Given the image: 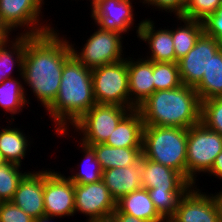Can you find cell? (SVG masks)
I'll list each match as a JSON object with an SVG mask.
<instances>
[{
    "mask_svg": "<svg viewBox=\"0 0 222 222\" xmlns=\"http://www.w3.org/2000/svg\"><path fill=\"white\" fill-rule=\"evenodd\" d=\"M65 38L56 29L37 36L26 35L23 74L18 75L45 111L55 101L65 61L72 55L70 42Z\"/></svg>",
    "mask_w": 222,
    "mask_h": 222,
    "instance_id": "6da1fadb",
    "label": "cell"
},
{
    "mask_svg": "<svg viewBox=\"0 0 222 222\" xmlns=\"http://www.w3.org/2000/svg\"><path fill=\"white\" fill-rule=\"evenodd\" d=\"M95 104L91 69L72 54L65 61L55 101L46 110L52 118L56 135L67 137L69 126L75 124Z\"/></svg>",
    "mask_w": 222,
    "mask_h": 222,
    "instance_id": "7a4b0ae2",
    "label": "cell"
},
{
    "mask_svg": "<svg viewBox=\"0 0 222 222\" xmlns=\"http://www.w3.org/2000/svg\"><path fill=\"white\" fill-rule=\"evenodd\" d=\"M144 125L189 129L201 122V101L193 87L182 84L171 90H158L141 103Z\"/></svg>",
    "mask_w": 222,
    "mask_h": 222,
    "instance_id": "3957f363",
    "label": "cell"
},
{
    "mask_svg": "<svg viewBox=\"0 0 222 222\" xmlns=\"http://www.w3.org/2000/svg\"><path fill=\"white\" fill-rule=\"evenodd\" d=\"M188 129L144 125L142 156L170 167L186 179Z\"/></svg>",
    "mask_w": 222,
    "mask_h": 222,
    "instance_id": "277c9868",
    "label": "cell"
},
{
    "mask_svg": "<svg viewBox=\"0 0 222 222\" xmlns=\"http://www.w3.org/2000/svg\"><path fill=\"white\" fill-rule=\"evenodd\" d=\"M222 151V136L208 129L202 122L191 126L187 136L186 180L197 185L199 173L207 174ZM198 174V175H197Z\"/></svg>",
    "mask_w": 222,
    "mask_h": 222,
    "instance_id": "5b68a950",
    "label": "cell"
},
{
    "mask_svg": "<svg viewBox=\"0 0 222 222\" xmlns=\"http://www.w3.org/2000/svg\"><path fill=\"white\" fill-rule=\"evenodd\" d=\"M91 76L96 103L130 108L127 57L91 69Z\"/></svg>",
    "mask_w": 222,
    "mask_h": 222,
    "instance_id": "8992f818",
    "label": "cell"
},
{
    "mask_svg": "<svg viewBox=\"0 0 222 222\" xmlns=\"http://www.w3.org/2000/svg\"><path fill=\"white\" fill-rule=\"evenodd\" d=\"M131 108L96 103L75 124L74 133L79 132L80 142L85 145L105 143L119 122ZM82 133V134H81Z\"/></svg>",
    "mask_w": 222,
    "mask_h": 222,
    "instance_id": "52a82bcc",
    "label": "cell"
},
{
    "mask_svg": "<svg viewBox=\"0 0 222 222\" xmlns=\"http://www.w3.org/2000/svg\"><path fill=\"white\" fill-rule=\"evenodd\" d=\"M96 27V31L87 38L81 50H76V44L70 42L72 54L89 69L125 59L122 34Z\"/></svg>",
    "mask_w": 222,
    "mask_h": 222,
    "instance_id": "ba28073f",
    "label": "cell"
},
{
    "mask_svg": "<svg viewBox=\"0 0 222 222\" xmlns=\"http://www.w3.org/2000/svg\"><path fill=\"white\" fill-rule=\"evenodd\" d=\"M42 6L41 0H0V16L12 32L21 28L24 31L17 34L37 36L54 30L42 23Z\"/></svg>",
    "mask_w": 222,
    "mask_h": 222,
    "instance_id": "9c48e42d",
    "label": "cell"
},
{
    "mask_svg": "<svg viewBox=\"0 0 222 222\" xmlns=\"http://www.w3.org/2000/svg\"><path fill=\"white\" fill-rule=\"evenodd\" d=\"M75 213L84 214L86 222H108L116 209V200L101 179L89 184H74Z\"/></svg>",
    "mask_w": 222,
    "mask_h": 222,
    "instance_id": "30bf717a",
    "label": "cell"
},
{
    "mask_svg": "<svg viewBox=\"0 0 222 222\" xmlns=\"http://www.w3.org/2000/svg\"><path fill=\"white\" fill-rule=\"evenodd\" d=\"M134 0H91V18L95 25L102 30L115 31L124 35L129 33L130 29L138 37L142 20L137 26H134L135 15L132 2Z\"/></svg>",
    "mask_w": 222,
    "mask_h": 222,
    "instance_id": "8fae6325",
    "label": "cell"
},
{
    "mask_svg": "<svg viewBox=\"0 0 222 222\" xmlns=\"http://www.w3.org/2000/svg\"><path fill=\"white\" fill-rule=\"evenodd\" d=\"M44 169L43 201L45 215L69 217L75 214L74 183L61 172Z\"/></svg>",
    "mask_w": 222,
    "mask_h": 222,
    "instance_id": "7c38bea8",
    "label": "cell"
},
{
    "mask_svg": "<svg viewBox=\"0 0 222 222\" xmlns=\"http://www.w3.org/2000/svg\"><path fill=\"white\" fill-rule=\"evenodd\" d=\"M222 48V43L204 32L186 56L178 60L182 84L195 88L207 72L210 60Z\"/></svg>",
    "mask_w": 222,
    "mask_h": 222,
    "instance_id": "4fadbf2b",
    "label": "cell"
},
{
    "mask_svg": "<svg viewBox=\"0 0 222 222\" xmlns=\"http://www.w3.org/2000/svg\"><path fill=\"white\" fill-rule=\"evenodd\" d=\"M172 222H220L212 193L192 186L179 200Z\"/></svg>",
    "mask_w": 222,
    "mask_h": 222,
    "instance_id": "5bb4252c",
    "label": "cell"
},
{
    "mask_svg": "<svg viewBox=\"0 0 222 222\" xmlns=\"http://www.w3.org/2000/svg\"><path fill=\"white\" fill-rule=\"evenodd\" d=\"M43 193L44 168L38 172L28 171L20 181L11 202L33 219H36L45 215Z\"/></svg>",
    "mask_w": 222,
    "mask_h": 222,
    "instance_id": "9a60e30c",
    "label": "cell"
},
{
    "mask_svg": "<svg viewBox=\"0 0 222 222\" xmlns=\"http://www.w3.org/2000/svg\"><path fill=\"white\" fill-rule=\"evenodd\" d=\"M128 85L130 108L134 110L155 92L153 61L128 57Z\"/></svg>",
    "mask_w": 222,
    "mask_h": 222,
    "instance_id": "2e32d148",
    "label": "cell"
},
{
    "mask_svg": "<svg viewBox=\"0 0 222 222\" xmlns=\"http://www.w3.org/2000/svg\"><path fill=\"white\" fill-rule=\"evenodd\" d=\"M141 178L145 189L189 190L192 185L177 171L141 156Z\"/></svg>",
    "mask_w": 222,
    "mask_h": 222,
    "instance_id": "e0dca14e",
    "label": "cell"
},
{
    "mask_svg": "<svg viewBox=\"0 0 222 222\" xmlns=\"http://www.w3.org/2000/svg\"><path fill=\"white\" fill-rule=\"evenodd\" d=\"M155 23L151 18L142 20V25L138 34L139 41L147 42L148 54L144 56L153 62L175 63L174 43L171 35V28L155 29Z\"/></svg>",
    "mask_w": 222,
    "mask_h": 222,
    "instance_id": "ac0fdd59",
    "label": "cell"
},
{
    "mask_svg": "<svg viewBox=\"0 0 222 222\" xmlns=\"http://www.w3.org/2000/svg\"><path fill=\"white\" fill-rule=\"evenodd\" d=\"M102 180L116 201L133 191L143 188L141 159L132 166L104 170Z\"/></svg>",
    "mask_w": 222,
    "mask_h": 222,
    "instance_id": "d6986e66",
    "label": "cell"
},
{
    "mask_svg": "<svg viewBox=\"0 0 222 222\" xmlns=\"http://www.w3.org/2000/svg\"><path fill=\"white\" fill-rule=\"evenodd\" d=\"M144 123L137 109L131 110L117 125L105 144L112 147L142 148Z\"/></svg>",
    "mask_w": 222,
    "mask_h": 222,
    "instance_id": "ffe728a7",
    "label": "cell"
},
{
    "mask_svg": "<svg viewBox=\"0 0 222 222\" xmlns=\"http://www.w3.org/2000/svg\"><path fill=\"white\" fill-rule=\"evenodd\" d=\"M114 212H123L149 222H161L164 220L156 210L149 192L145 188L121 197L116 201Z\"/></svg>",
    "mask_w": 222,
    "mask_h": 222,
    "instance_id": "44dd1931",
    "label": "cell"
},
{
    "mask_svg": "<svg viewBox=\"0 0 222 222\" xmlns=\"http://www.w3.org/2000/svg\"><path fill=\"white\" fill-rule=\"evenodd\" d=\"M100 163L101 169L128 167L136 164L142 156V148L112 147L105 143L88 145Z\"/></svg>",
    "mask_w": 222,
    "mask_h": 222,
    "instance_id": "7402d4cb",
    "label": "cell"
},
{
    "mask_svg": "<svg viewBox=\"0 0 222 222\" xmlns=\"http://www.w3.org/2000/svg\"><path fill=\"white\" fill-rule=\"evenodd\" d=\"M12 127V128H11ZM2 129V130H1ZM0 129V152L6 162L22 165L31 141L24 131L13 126Z\"/></svg>",
    "mask_w": 222,
    "mask_h": 222,
    "instance_id": "603a6c76",
    "label": "cell"
},
{
    "mask_svg": "<svg viewBox=\"0 0 222 222\" xmlns=\"http://www.w3.org/2000/svg\"><path fill=\"white\" fill-rule=\"evenodd\" d=\"M181 23L175 29L171 28V35L174 43L175 63L187 55V53L195 46L197 39L204 32L202 21L184 18L182 16L176 17Z\"/></svg>",
    "mask_w": 222,
    "mask_h": 222,
    "instance_id": "cb8c5ba5",
    "label": "cell"
},
{
    "mask_svg": "<svg viewBox=\"0 0 222 222\" xmlns=\"http://www.w3.org/2000/svg\"><path fill=\"white\" fill-rule=\"evenodd\" d=\"M14 39L0 45V78H13L14 67L20 75L23 74V60L25 55L26 35H15Z\"/></svg>",
    "mask_w": 222,
    "mask_h": 222,
    "instance_id": "d4e9b609",
    "label": "cell"
},
{
    "mask_svg": "<svg viewBox=\"0 0 222 222\" xmlns=\"http://www.w3.org/2000/svg\"><path fill=\"white\" fill-rule=\"evenodd\" d=\"M23 84L22 80L19 81L15 77L5 79L0 84V108L2 107L5 113L11 114V121H7L11 124L8 125H12L15 119L12 116L23 112V108L30 104L29 98H26L27 92Z\"/></svg>",
    "mask_w": 222,
    "mask_h": 222,
    "instance_id": "484cf974",
    "label": "cell"
},
{
    "mask_svg": "<svg viewBox=\"0 0 222 222\" xmlns=\"http://www.w3.org/2000/svg\"><path fill=\"white\" fill-rule=\"evenodd\" d=\"M194 89L201 102L222 97V48L212 56L207 72Z\"/></svg>",
    "mask_w": 222,
    "mask_h": 222,
    "instance_id": "4316f807",
    "label": "cell"
},
{
    "mask_svg": "<svg viewBox=\"0 0 222 222\" xmlns=\"http://www.w3.org/2000/svg\"><path fill=\"white\" fill-rule=\"evenodd\" d=\"M79 147H81L84 155L83 161L81 162L82 166L79 165L77 172H71L72 175L67 176L74 184H89L98 182L102 179L103 170L101 169L100 163L96 159L94 150L79 141ZM73 172V173H72Z\"/></svg>",
    "mask_w": 222,
    "mask_h": 222,
    "instance_id": "83f0119b",
    "label": "cell"
},
{
    "mask_svg": "<svg viewBox=\"0 0 222 222\" xmlns=\"http://www.w3.org/2000/svg\"><path fill=\"white\" fill-rule=\"evenodd\" d=\"M21 166L10 162L0 165V202L11 201L20 181L28 173ZM23 172V173H22Z\"/></svg>",
    "mask_w": 222,
    "mask_h": 222,
    "instance_id": "f1b7e54d",
    "label": "cell"
},
{
    "mask_svg": "<svg viewBox=\"0 0 222 222\" xmlns=\"http://www.w3.org/2000/svg\"><path fill=\"white\" fill-rule=\"evenodd\" d=\"M150 198L164 219H170L178 206L179 200L188 190H157V188L147 189Z\"/></svg>",
    "mask_w": 222,
    "mask_h": 222,
    "instance_id": "f546056e",
    "label": "cell"
},
{
    "mask_svg": "<svg viewBox=\"0 0 222 222\" xmlns=\"http://www.w3.org/2000/svg\"><path fill=\"white\" fill-rule=\"evenodd\" d=\"M154 87L158 90H171L182 85L177 63L153 62Z\"/></svg>",
    "mask_w": 222,
    "mask_h": 222,
    "instance_id": "4dcf8cb0",
    "label": "cell"
},
{
    "mask_svg": "<svg viewBox=\"0 0 222 222\" xmlns=\"http://www.w3.org/2000/svg\"><path fill=\"white\" fill-rule=\"evenodd\" d=\"M201 122L222 136V97L201 102Z\"/></svg>",
    "mask_w": 222,
    "mask_h": 222,
    "instance_id": "1f68e13d",
    "label": "cell"
},
{
    "mask_svg": "<svg viewBox=\"0 0 222 222\" xmlns=\"http://www.w3.org/2000/svg\"><path fill=\"white\" fill-rule=\"evenodd\" d=\"M221 5V0H186L182 17L203 21Z\"/></svg>",
    "mask_w": 222,
    "mask_h": 222,
    "instance_id": "d6a6232c",
    "label": "cell"
},
{
    "mask_svg": "<svg viewBox=\"0 0 222 222\" xmlns=\"http://www.w3.org/2000/svg\"><path fill=\"white\" fill-rule=\"evenodd\" d=\"M33 220L11 201L0 202V222H33Z\"/></svg>",
    "mask_w": 222,
    "mask_h": 222,
    "instance_id": "836d02e7",
    "label": "cell"
},
{
    "mask_svg": "<svg viewBox=\"0 0 222 222\" xmlns=\"http://www.w3.org/2000/svg\"><path fill=\"white\" fill-rule=\"evenodd\" d=\"M203 31L222 43V5L208 15L203 21Z\"/></svg>",
    "mask_w": 222,
    "mask_h": 222,
    "instance_id": "e575fe53",
    "label": "cell"
},
{
    "mask_svg": "<svg viewBox=\"0 0 222 222\" xmlns=\"http://www.w3.org/2000/svg\"><path fill=\"white\" fill-rule=\"evenodd\" d=\"M141 3L153 6L154 9L165 11V13H173L175 17L182 16L185 8L186 0H140Z\"/></svg>",
    "mask_w": 222,
    "mask_h": 222,
    "instance_id": "d590c367",
    "label": "cell"
},
{
    "mask_svg": "<svg viewBox=\"0 0 222 222\" xmlns=\"http://www.w3.org/2000/svg\"><path fill=\"white\" fill-rule=\"evenodd\" d=\"M108 222H149L123 212H113Z\"/></svg>",
    "mask_w": 222,
    "mask_h": 222,
    "instance_id": "8d00e7d4",
    "label": "cell"
},
{
    "mask_svg": "<svg viewBox=\"0 0 222 222\" xmlns=\"http://www.w3.org/2000/svg\"><path fill=\"white\" fill-rule=\"evenodd\" d=\"M209 176H215V178H219L222 181V151L217 155L215 161L207 173Z\"/></svg>",
    "mask_w": 222,
    "mask_h": 222,
    "instance_id": "74e56055",
    "label": "cell"
},
{
    "mask_svg": "<svg viewBox=\"0 0 222 222\" xmlns=\"http://www.w3.org/2000/svg\"><path fill=\"white\" fill-rule=\"evenodd\" d=\"M12 31L10 28L2 21L0 16V45L8 42L11 38L9 37L12 35Z\"/></svg>",
    "mask_w": 222,
    "mask_h": 222,
    "instance_id": "f35d334b",
    "label": "cell"
},
{
    "mask_svg": "<svg viewBox=\"0 0 222 222\" xmlns=\"http://www.w3.org/2000/svg\"><path fill=\"white\" fill-rule=\"evenodd\" d=\"M212 196L218 208L220 222H222V189L219 192L212 194Z\"/></svg>",
    "mask_w": 222,
    "mask_h": 222,
    "instance_id": "ab89813d",
    "label": "cell"
},
{
    "mask_svg": "<svg viewBox=\"0 0 222 222\" xmlns=\"http://www.w3.org/2000/svg\"><path fill=\"white\" fill-rule=\"evenodd\" d=\"M53 219H55V217L43 215V216H40V217L34 219L33 222H50Z\"/></svg>",
    "mask_w": 222,
    "mask_h": 222,
    "instance_id": "60d3db41",
    "label": "cell"
},
{
    "mask_svg": "<svg viewBox=\"0 0 222 222\" xmlns=\"http://www.w3.org/2000/svg\"><path fill=\"white\" fill-rule=\"evenodd\" d=\"M4 163H6V161H5L3 155H2L1 152H0V165H2V164H4Z\"/></svg>",
    "mask_w": 222,
    "mask_h": 222,
    "instance_id": "b9f144b4",
    "label": "cell"
},
{
    "mask_svg": "<svg viewBox=\"0 0 222 222\" xmlns=\"http://www.w3.org/2000/svg\"><path fill=\"white\" fill-rule=\"evenodd\" d=\"M161 222H172L170 219H164L163 221Z\"/></svg>",
    "mask_w": 222,
    "mask_h": 222,
    "instance_id": "7bdbcfd3",
    "label": "cell"
},
{
    "mask_svg": "<svg viewBox=\"0 0 222 222\" xmlns=\"http://www.w3.org/2000/svg\"><path fill=\"white\" fill-rule=\"evenodd\" d=\"M3 81H4V79H3V78H0V84H1Z\"/></svg>",
    "mask_w": 222,
    "mask_h": 222,
    "instance_id": "ee69618b",
    "label": "cell"
}]
</instances>
